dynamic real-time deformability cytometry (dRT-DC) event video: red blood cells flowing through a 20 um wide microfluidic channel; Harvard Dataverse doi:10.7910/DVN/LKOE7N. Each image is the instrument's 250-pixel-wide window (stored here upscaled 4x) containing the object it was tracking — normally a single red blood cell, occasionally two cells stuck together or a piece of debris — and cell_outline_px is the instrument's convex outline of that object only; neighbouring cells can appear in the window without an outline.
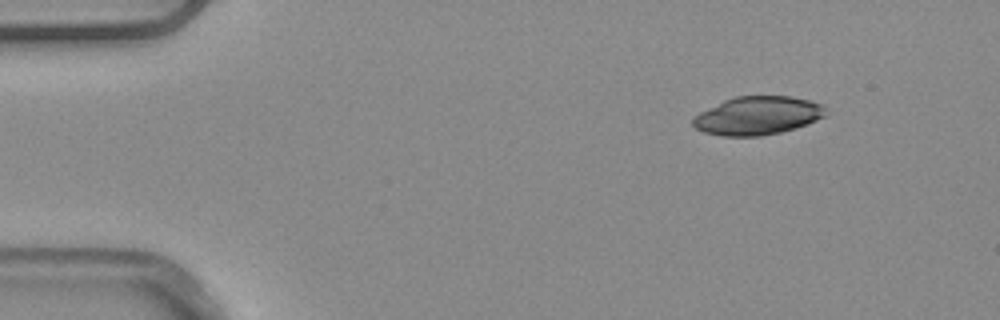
{"species": "common noctule bat (a hibernating species)", "species_latin": "Nyctalus noctula", "temperature_condition": "warm", "stored_images_in_passage": 4, "camera_frame_rate_fps": 3000, "um_per_image_px": 0.085, "animal": {"sex": "male", "body_mass_g": 20.4}, "frame": {"image": 1, "passage_image": 1, "time_ms": 0.0, "image_size_px": [1000, 320], "cell_outline_px": [[828, 116], [808, 124], [796, 128], [780, 132], [760, 136], [724, 136], [704, 132], [696, 128], [692, 124], [692, 120], [700, 112], [724, 100], [736, 96], [792, 96], [824, 104]], "centroid_in_image_um": [64.45, 9.83], "position_along_channel_um": 20.5, "area_um2": 29.82}}